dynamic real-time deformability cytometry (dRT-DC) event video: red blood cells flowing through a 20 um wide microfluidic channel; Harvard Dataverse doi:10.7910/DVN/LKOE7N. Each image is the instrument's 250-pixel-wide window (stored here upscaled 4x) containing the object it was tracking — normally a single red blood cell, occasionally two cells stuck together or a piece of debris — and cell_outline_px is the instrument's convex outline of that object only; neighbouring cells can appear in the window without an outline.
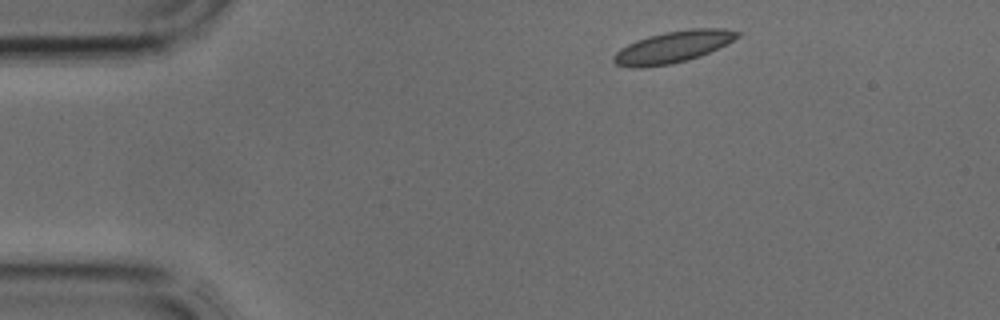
{"species": "common noctule bat (a hibernating species)", "species_latin": "Nyctalus noctula", "temperature_condition": "cold", "stored_images_in_passage": 2, "camera_frame_rate_fps": 3000, "um_per_image_px": 0.085, "animal": {"sex": "male", "body_mass_g": 17.9, "forearm_length_mm": 54.2}, "frame": {"image": 1, "passage_image": 1, "time_ms": 0.0, "image_size_px": [1000, 320], "cell_outline_px": [[740, 36], [700, 56], [688, 60], [672, 64], [640, 68], [632, 68], [616, 64], [612, 60], [612, 56], [620, 48], [636, 40], [648, 36], [664, 32], [692, 28], [724, 28], [740, 32]], "centroid_in_image_um": [57.15, 3.99], "position_along_channel_um": 27.8, "area_um2": 22.77}}